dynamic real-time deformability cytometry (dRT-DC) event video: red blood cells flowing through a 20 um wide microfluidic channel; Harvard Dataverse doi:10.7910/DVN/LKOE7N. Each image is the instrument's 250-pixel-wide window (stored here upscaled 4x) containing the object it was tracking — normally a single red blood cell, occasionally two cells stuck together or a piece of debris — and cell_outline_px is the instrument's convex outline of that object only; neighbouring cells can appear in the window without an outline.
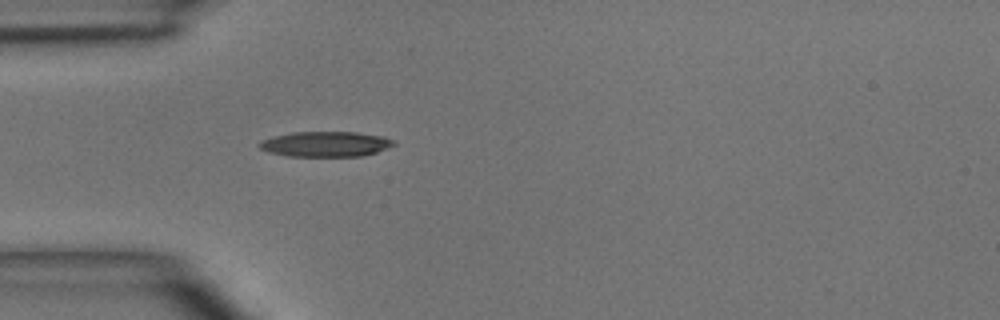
{"species": "common noctule bat (a hibernating species)", "species_latin": "Nyctalus noctula", "temperature_condition": "room temperature", "stored_images_in_passage": 4, "camera_frame_rate_fps": 3000, "um_per_image_px": 0.085, "animal": {"sex": "male", "body_mass_g": 15.6}, "frame": {"image": 1, "passage_image": 4, "time_ms": 4.333, "image_size_px": [1000, 320], "cell_outline_px": [[396, 144], [376, 152], [360, 156], [288, 156], [268, 152], [260, 148], [256, 144], [260, 140], [292, 132], [356, 132], [384, 136], [392, 140]], "centroid_in_image_um": [27.64, 12.24], "position_along_channel_um": 57.4, "area_um2": 19.71}}